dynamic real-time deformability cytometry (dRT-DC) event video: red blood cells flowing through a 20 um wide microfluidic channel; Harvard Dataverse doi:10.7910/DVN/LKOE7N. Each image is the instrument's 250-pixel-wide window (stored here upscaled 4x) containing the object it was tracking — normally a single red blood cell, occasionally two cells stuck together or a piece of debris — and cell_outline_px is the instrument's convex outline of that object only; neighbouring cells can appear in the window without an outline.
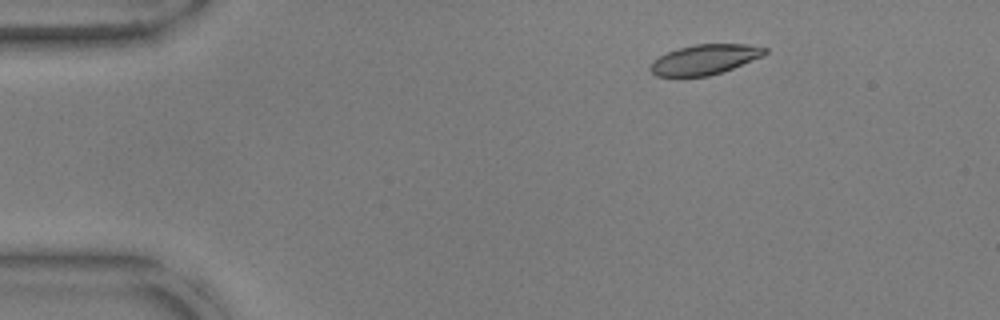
{"species": "common noctule bat (a hibernating species)", "species_latin": "Nyctalus noctula", "temperature_condition": "warm", "stored_images_in_passage": 52, "camera_frame_rate_fps": 3000, "um_per_image_px": 0.085, "animal": {"sex": "male", "body_mass_g": 17.9, "forearm_length_mm": 54.2}, "frame": {"image": 1, "passage_image": 7, "time_ms": 2.0, "image_size_px": [1000, 320], "cell_outline_px": [[768, 52], [764, 56], [732, 68], [708, 76], [676, 80], [656, 76], [648, 68], [652, 60], [676, 48], [696, 44], [748, 44], [768, 48]], "centroid_in_image_um": [59.83, 5.1], "position_along_channel_um": 25.2, "area_um2": 20.81}}
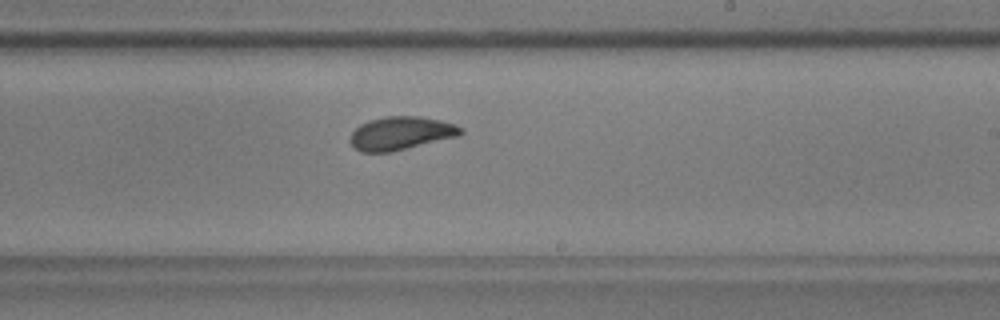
{"frame": {"image": 2, "passage_image": 31, "time_ms": 10.0, "image_size_px": [1000, 320], "cell_outline_px": [[464, 132], [460, 136], [392, 152], [360, 152], [348, 140], [352, 132], [360, 124], [384, 116], [420, 116], [440, 120], [456, 124], [464, 128]], "centroid_in_image_um": [34.12, 11.33], "position_along_channel_um": 254.9, "area_um2": 21.68}}
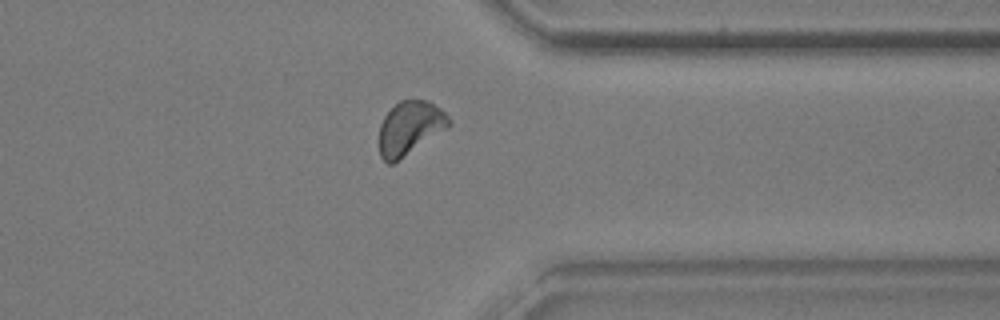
{"frame": {"image": 3, "passage_image": 41, "time_ms": 13.333, "image_size_px": [1000, 320], "cell_outline_px": [[452, 124], [448, 128], [392, 164], [388, 164], [380, 156], [380, 124], [384, 116], [400, 100], [428, 100], [440, 108], [452, 120]], "centroid_in_image_um": [34.86, 10.87], "position_along_channel_um": 376.5, "area_um2": 21.62}, "authors_computed_cell_mechanics": {"area_um2": 21.3571, "velocity_mm_per_s": 3.7753, "shape_relaxation_time_tau1_ms": 3.4187, "shape_relaxation_time_tau2_ms": 1.5361, "deformation_change_tau1": 0.1274, "deformation_change_tau2": 0.0608}}